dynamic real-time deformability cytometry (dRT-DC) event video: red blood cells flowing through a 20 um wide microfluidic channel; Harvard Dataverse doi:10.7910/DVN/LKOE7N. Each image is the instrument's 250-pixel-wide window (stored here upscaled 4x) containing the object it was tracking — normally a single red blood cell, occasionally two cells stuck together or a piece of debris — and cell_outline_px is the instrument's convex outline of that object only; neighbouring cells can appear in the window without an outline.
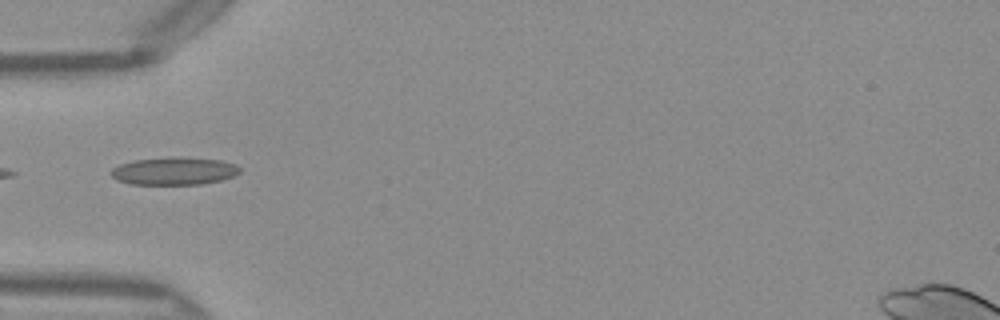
{"species": "Egyptian fruit bat (a non-hibernating species)", "species_latin": "Rousettus aegyptiacus", "temperature_condition": "warm", "stored_images_in_passage": 34, "camera_frame_rate_fps": 3000, "um_per_image_px": 0.085, "frame": {"image": 1, "passage_image": 1, "time_ms": 0.0, "image_size_px": [1000, 320], "cell_outline_px": [[240, 172], [232, 176], [220, 180], [200, 184], [132, 184], [116, 180], [108, 172], [112, 168], [120, 164], [136, 160], [172, 156], [180, 156], [220, 160], [236, 164], [240, 168]], "centroid_in_image_um": [14.78, 14.52], "position_along_channel_um": 70.2, "area_um2": 20.87}}
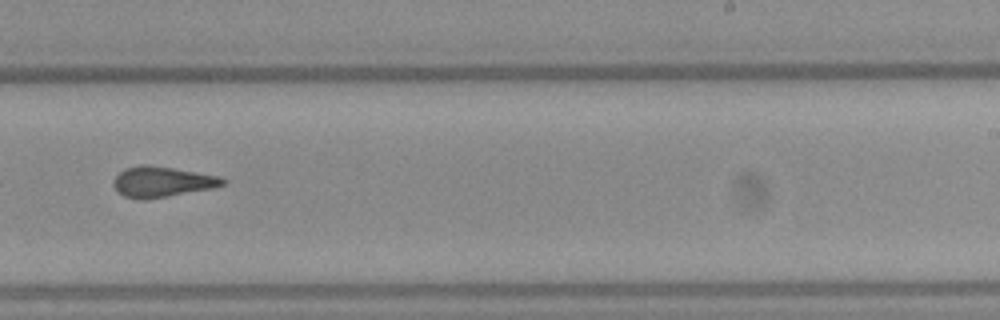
{"frame": {"image": 2, "passage_image": 16, "time_ms": 5.0, "image_size_px": [1000, 320], "cell_outline_px": [[228, 180], [224, 184], [212, 188], [168, 196], [144, 200], [124, 196], [116, 192], [112, 184], [112, 180], [124, 168], [140, 164], [148, 164], [220, 176]], "centroid_in_image_um": [13.73, 15.45], "position_along_channel_um": 275.3, "area_um2": 19.54}}
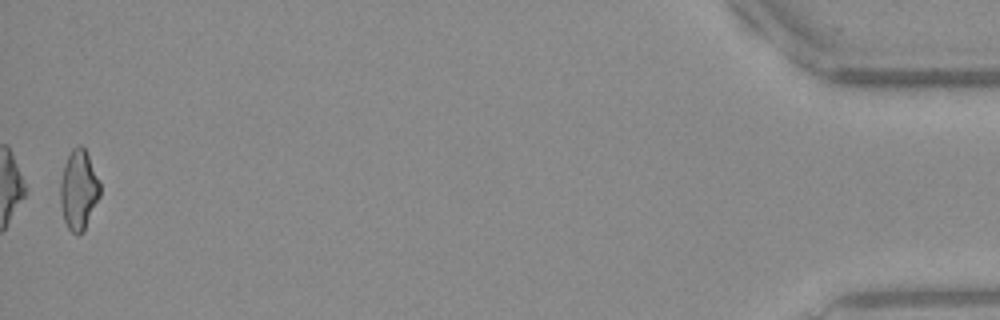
{"frame": {"image": 3, "passage_image": 34, "time_ms": 11.0, "image_size_px": [1000, 320], "cell_outline_px": [[100, 196], [84, 232], [76, 236], [68, 228], [64, 220], [60, 204], [60, 180], [64, 164], [72, 148], [80, 144], [84, 148], [88, 156], [100, 184]], "centroid_in_image_um": [6.67, 16.18], "position_along_channel_um": 428.5, "area_um2": 18.5}, "authors_computed_cell_mechanics": {"area_um2": 19.074, "velocity_mm_per_s": 4.0739, "shape_relaxation_time_tau1_ms": null, "shape_relaxation_time_tau2_ms": 2.2561, "deformation_change_tau1": null, "deformation_change_tau2": 0.1034}}